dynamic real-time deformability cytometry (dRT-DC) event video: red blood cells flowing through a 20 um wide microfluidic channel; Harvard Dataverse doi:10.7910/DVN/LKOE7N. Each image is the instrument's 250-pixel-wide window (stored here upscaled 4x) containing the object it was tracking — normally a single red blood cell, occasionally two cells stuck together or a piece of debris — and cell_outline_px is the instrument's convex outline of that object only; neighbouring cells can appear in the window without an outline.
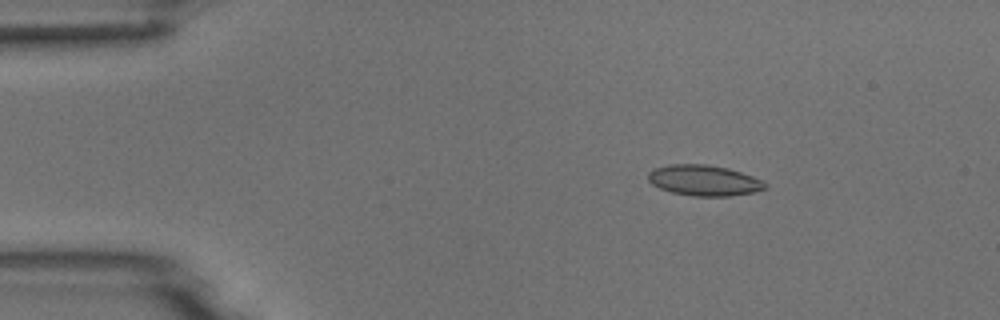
{"species": "common noctule bat (a hibernating species)", "species_latin": "Nyctalus noctula", "temperature_condition": "room temperature", "stored_images_in_passage": 5, "camera_frame_rate_fps": 3000, "um_per_image_px": 0.085, "animal": {"sex": "male", "body_mass_g": 18.8}, "frame": {"image": 1, "passage_image": 3, "time_ms": 0.667, "image_size_px": [1000, 320], "cell_outline_px": [[768, 188], [756, 192], [728, 196], [692, 196], [672, 192], [660, 188], [652, 184], [648, 180], [648, 172], [656, 168], [668, 164], [708, 164], [728, 168], [764, 180], [768, 184]], "centroid_in_image_um": [59.88, 15.33], "position_along_channel_um": 25.1, "area_um2": 21.1}}
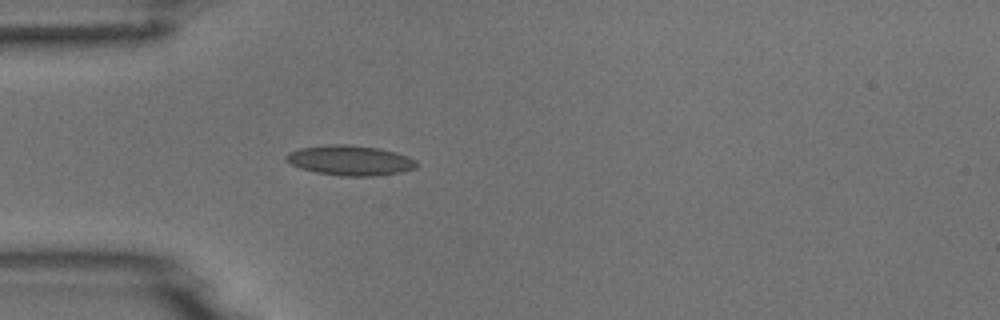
{"frame": {"image": 2, "passage_image": 5, "time_ms": 1.333, "image_size_px": [1000, 320], "cell_outline_px": [[416, 168], [400, 172], [372, 176], [340, 176], [316, 172], [300, 168], [284, 160], [284, 156], [288, 152], [300, 148], [328, 144], [352, 144], [380, 148], [396, 152], [408, 156], [416, 160]], "centroid_in_image_um": [29.74, 13.62], "position_along_channel_um": 55.3, "area_um2": 23.0}}